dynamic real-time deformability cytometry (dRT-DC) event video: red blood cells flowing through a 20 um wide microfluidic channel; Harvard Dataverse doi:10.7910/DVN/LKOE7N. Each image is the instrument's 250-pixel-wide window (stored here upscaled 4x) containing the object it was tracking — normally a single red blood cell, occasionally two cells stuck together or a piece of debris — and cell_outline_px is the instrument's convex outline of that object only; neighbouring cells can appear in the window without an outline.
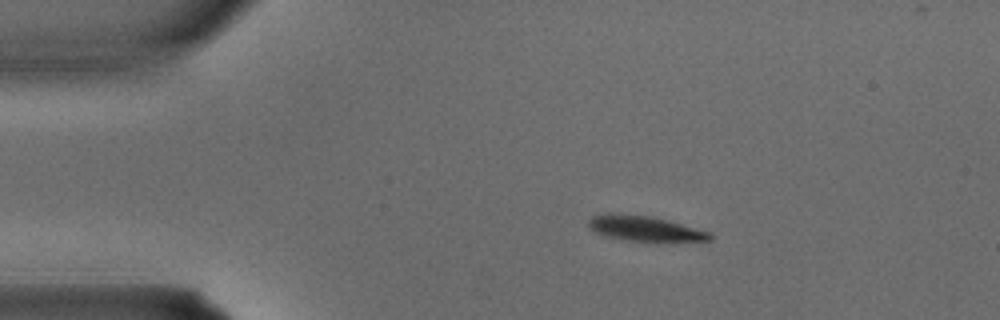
{"species": "common noctule bat (a hibernating species)", "species_latin": "Nyctalus noctula", "temperature_condition": "warm", "stored_images_in_passage": 3, "segment_of_instrument_passage": [1, 2], "camera_frame_rate_fps": 3000, "um_per_image_px": 0.085, "animal": {"sex": "male", "body_mass_g": 15.6}, "frame": {"image": 1, "passage_image": 1, "time_ms": 0.0, "image_size_px": [1000, 320], "cell_outline_px": [[712, 240], [656, 244], [628, 240], [604, 236], [596, 232], [588, 224], [588, 220], [592, 216], [608, 212], [652, 216], [668, 220], [712, 232]], "centroid_in_image_um": [54.89, 19.46], "position_along_channel_um": 30.1, "area_um2": 18.73}}